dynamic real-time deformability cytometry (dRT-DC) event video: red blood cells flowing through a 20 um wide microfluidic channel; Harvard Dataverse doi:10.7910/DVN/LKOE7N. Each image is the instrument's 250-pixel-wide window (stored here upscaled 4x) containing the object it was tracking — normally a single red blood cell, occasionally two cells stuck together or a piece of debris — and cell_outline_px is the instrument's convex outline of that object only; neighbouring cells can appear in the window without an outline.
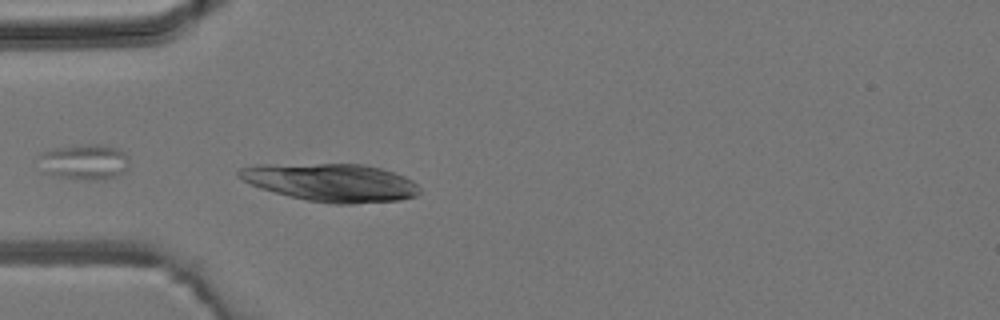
{"species": "common noctule bat (a hibernating species)", "species_latin": "Nyctalus noctula", "temperature_condition": "room temperature", "stored_images_in_passage": 3, "camera_frame_rate_fps": 3000, "um_per_image_px": 0.085, "animal": {"sex": "male", "body_mass_g": 19.2, "forearm_length_mm": 51.8}, "frame": {"image": 1, "passage_image": 3, "time_ms": 4.0, "image_size_px": [1000, 320], "cell_outline_px": [[420, 192], [416, 196], [400, 200], [352, 204], [332, 204], [308, 200], [260, 188], [236, 176], [236, 172], [240, 168], [256, 164], [364, 164], [380, 168], [404, 176], [412, 180], [420, 188]], "centroid_in_image_um": [28.15, 15.5], "position_along_channel_um": 56.8, "area_um2": 39.88}}